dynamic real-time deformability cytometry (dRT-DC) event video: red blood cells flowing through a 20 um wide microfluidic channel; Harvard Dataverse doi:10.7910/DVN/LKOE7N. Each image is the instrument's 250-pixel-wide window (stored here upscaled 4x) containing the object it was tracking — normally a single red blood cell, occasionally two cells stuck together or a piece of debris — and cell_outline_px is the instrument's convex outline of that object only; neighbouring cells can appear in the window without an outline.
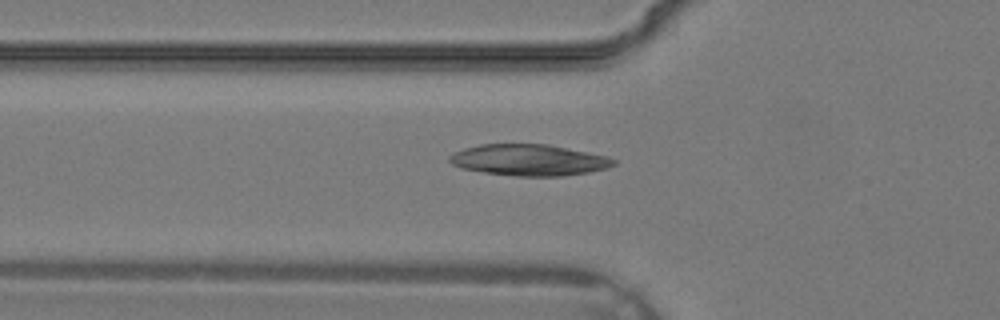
{"species": "common noctule bat (a hibernating species)", "species_latin": "Nyctalus noctula", "temperature_condition": "warm", "stored_images_in_passage": 3, "camera_frame_rate_fps": 3000, "um_per_image_px": 0.085, "animal": {"sex": "male", "body_mass_g": 19.2, "forearm_length_mm": 51.8}, "frame": {"image": 1, "passage_image": 2, "time_ms": 0.333, "image_size_px": [1000, 320], "cell_outline_px": [[616, 164], [608, 168], [588, 172], [560, 176], [516, 176], [484, 172], [460, 168], [452, 164], [448, 160], [448, 156], [464, 148], [480, 144], [548, 144], [608, 156], [616, 160]], "centroid_in_image_um": [44.97, 13.6], "position_along_channel_um": 80.8, "area_um2": 29.94}}